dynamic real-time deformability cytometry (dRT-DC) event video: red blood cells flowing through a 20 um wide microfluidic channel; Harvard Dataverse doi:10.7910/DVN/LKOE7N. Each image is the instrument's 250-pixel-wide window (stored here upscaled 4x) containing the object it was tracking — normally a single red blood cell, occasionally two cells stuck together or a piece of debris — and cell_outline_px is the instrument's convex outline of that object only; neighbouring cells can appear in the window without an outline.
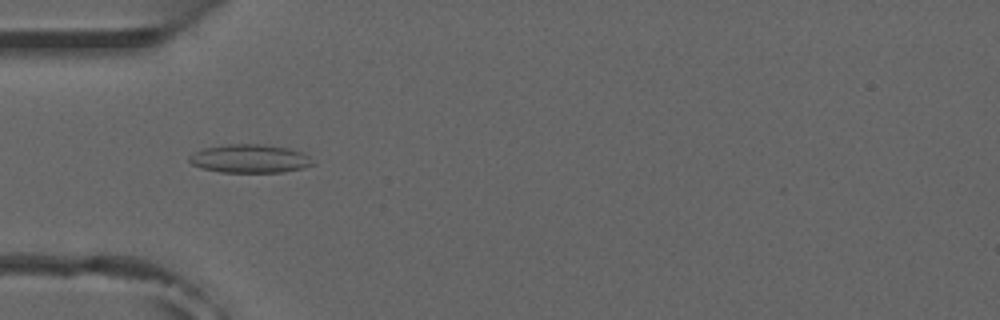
{"species": "common noctule bat (a hibernating species)", "species_latin": "Nyctalus noctula", "temperature_condition": "room temperature", "stored_images_in_passage": 52, "camera_frame_rate_fps": 3000, "um_per_image_px": 0.085, "animal": {"sex": "male", "forearm_length_mm": 52.5}, "frame": {"image": 1, "passage_image": 16, "time_ms": 5.0, "image_size_px": [1000, 320], "cell_outline_px": [[316, 164], [284, 172], [220, 172], [200, 168], [192, 164], [188, 160], [188, 156], [204, 148], [228, 144], [264, 144], [288, 148], [300, 152], [308, 156]], "centroid_in_image_um": [21.21, 13.49], "position_along_channel_um": 63.8, "area_um2": 20.4}, "authors_computed_cell_mechanics": {"area_um2": 17.3978, "velocity_mm_per_s": 3.9284, "shape_relaxation_time_tau1_ms": null, "shape_relaxation_time_tau2_ms": 2.7303, "deformation_change_tau1": null, "deformation_change_tau2": 0.0973}}